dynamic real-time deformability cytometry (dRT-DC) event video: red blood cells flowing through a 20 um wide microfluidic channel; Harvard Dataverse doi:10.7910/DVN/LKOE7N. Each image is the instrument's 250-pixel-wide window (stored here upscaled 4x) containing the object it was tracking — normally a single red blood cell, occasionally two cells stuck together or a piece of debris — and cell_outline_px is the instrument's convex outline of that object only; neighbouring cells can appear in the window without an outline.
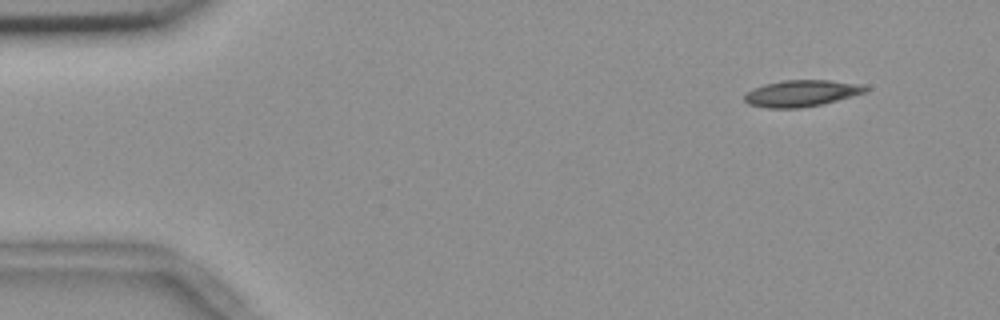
{"species": "common noctule bat (a hibernating species)", "species_latin": "Nyctalus noctula", "temperature_condition": "room temperature", "stored_images_in_passage": 4, "camera_frame_rate_fps": 3000, "um_per_image_px": 0.085, "animal": {"sex": "female", "body_mass_g": 18.4}, "frame": {"image": 1, "passage_image": 1, "time_ms": 0.0, "image_size_px": [1000, 320], "cell_outline_px": [[868, 92], [824, 104], [800, 108], [764, 108], [748, 104], [744, 100], [744, 92], [752, 88], [764, 84], [784, 80], [828, 80], [860, 84], [868, 88]], "centroid_in_image_um": [68.09, 7.94], "position_along_channel_um": 16.9, "area_um2": 18.96}}
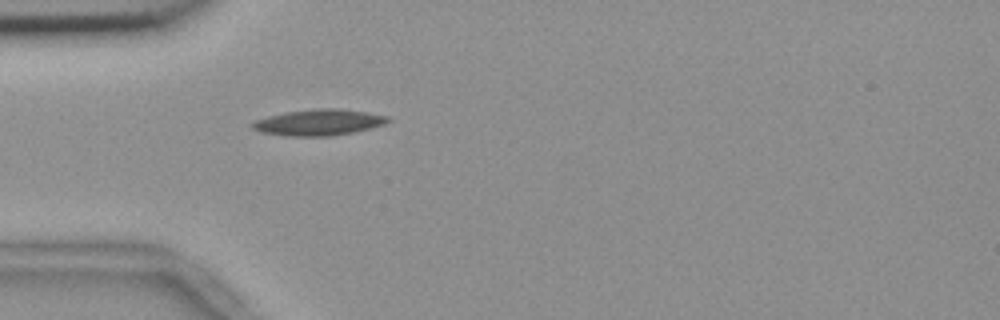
{"frame": {"image": 2, "passage_image": 4, "time_ms": 1.0, "image_size_px": [1000, 320], "cell_outline_px": [[392, 120], [384, 124], [352, 132], [328, 136], [288, 136], [260, 132], [252, 128], [252, 124], [256, 120], [268, 116], [288, 112], [316, 108], [340, 108], [368, 112], [388, 116]], "centroid_in_image_um": [27.11, 10.39], "position_along_channel_um": 57.9, "area_um2": 20.46}}